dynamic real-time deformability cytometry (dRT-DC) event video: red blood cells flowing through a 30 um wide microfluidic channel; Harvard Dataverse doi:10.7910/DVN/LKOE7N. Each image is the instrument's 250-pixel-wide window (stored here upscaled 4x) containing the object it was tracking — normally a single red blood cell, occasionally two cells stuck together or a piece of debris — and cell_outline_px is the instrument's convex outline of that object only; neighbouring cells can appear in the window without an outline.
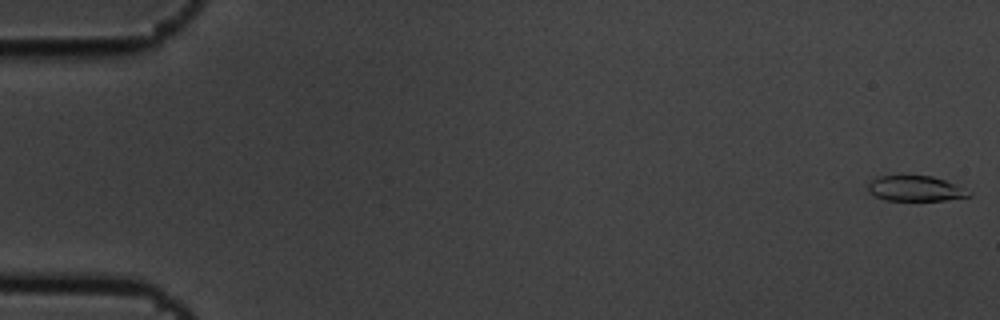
{"species": "common noctule bat (a hibernating species)", "species_latin": "Nyctalus noctula", "temperature_condition": "cold", "stored_images_in_passage": 6, "camera_frame_rate_fps": 3000, "um_per_image_px": 0.085, "animal": {"sex": "male", "body_mass_g": 19.5, "forearm_length_mm": 54.6}, "frame": {"image": 1, "passage_image": 1, "time_ms": 0.0, "image_size_px": [1000, 320], "cell_outline_px": [[972, 196], [944, 200], [884, 200], [868, 192], [868, 184], [876, 176], [932, 176], [944, 180], [972, 192]], "centroid_in_image_um": [77.79, 16.03], "position_along_channel_um": 7.2, "area_um2": 14.74}}
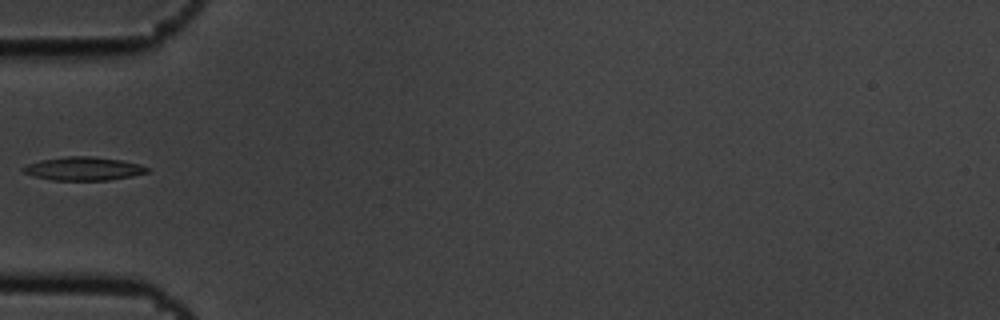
{"frame": {"image": 2, "passage_image": 6, "time_ms": 1.667, "image_size_px": [1000, 320], "cell_outline_px": [[152, 168], [148, 172], [132, 176], [108, 180], [52, 180], [36, 176], [24, 172], [20, 168], [28, 164], [40, 160], [68, 156], [92, 156], [120, 160], [140, 164]], "centroid_in_image_um": [7.14, 14.33], "position_along_channel_um": 77.9, "area_um2": 16.88}}